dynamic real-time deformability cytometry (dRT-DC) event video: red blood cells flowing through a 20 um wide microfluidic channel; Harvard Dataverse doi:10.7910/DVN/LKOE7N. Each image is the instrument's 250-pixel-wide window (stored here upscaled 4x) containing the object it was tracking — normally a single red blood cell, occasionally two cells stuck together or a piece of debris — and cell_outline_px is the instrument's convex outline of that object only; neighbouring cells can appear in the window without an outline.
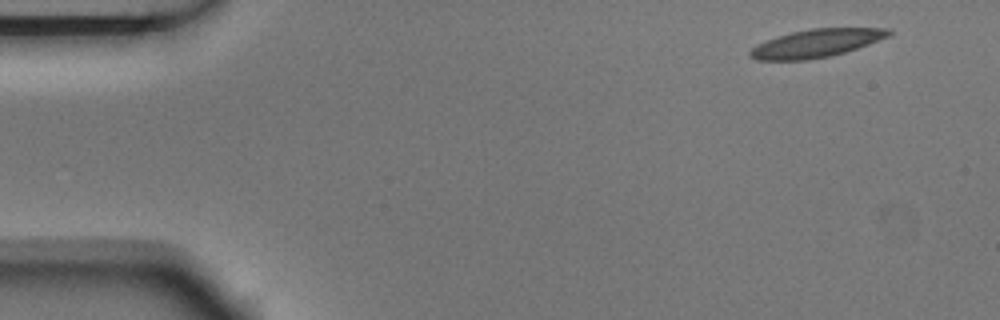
{"species": "Egyptian fruit bat (a non-hibernating species)", "species_latin": "Rousettus aegyptiacus", "temperature_condition": "room temperature", "stored_images_in_passage": 5, "camera_frame_rate_fps": 3000, "um_per_image_px": 0.085, "animal": {"sex": "male"}, "frame": {"image": 1, "passage_image": 1, "time_ms": 0.0, "image_size_px": [1000, 320], "cell_outline_px": [[892, 32], [888, 36], [868, 44], [832, 56], [808, 60], [756, 60], [748, 56], [748, 52], [752, 48], [768, 40], [792, 32], [812, 28], [892, 28]], "centroid_in_image_um": [69.39, 3.68], "position_along_channel_um": 15.6, "area_um2": 22.43}}
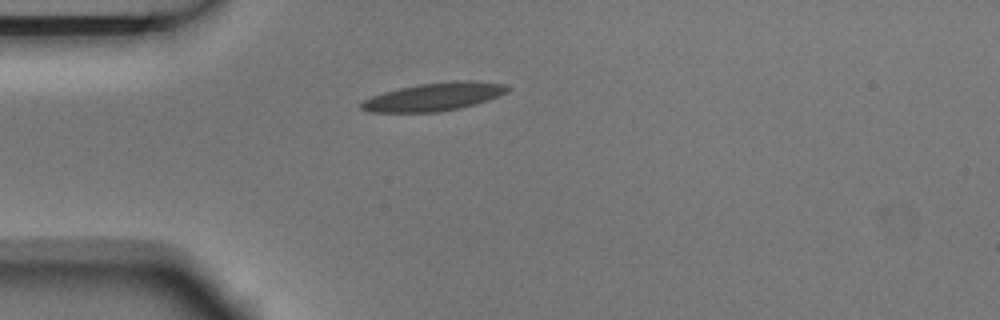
{"frame": {"image": 2, "passage_image": 4, "time_ms": 1.0, "image_size_px": [1000, 320], "cell_outline_px": [[512, 88], [508, 92], [500, 96], [488, 100], [460, 108], [436, 112], [368, 112], [360, 108], [360, 104], [364, 100], [372, 96], [384, 92], [400, 88], [420, 84], [452, 80], [472, 80], [508, 84]], "centroid_in_image_um": [36.96, 8.21], "position_along_channel_um": 48.0, "area_um2": 24.1}}